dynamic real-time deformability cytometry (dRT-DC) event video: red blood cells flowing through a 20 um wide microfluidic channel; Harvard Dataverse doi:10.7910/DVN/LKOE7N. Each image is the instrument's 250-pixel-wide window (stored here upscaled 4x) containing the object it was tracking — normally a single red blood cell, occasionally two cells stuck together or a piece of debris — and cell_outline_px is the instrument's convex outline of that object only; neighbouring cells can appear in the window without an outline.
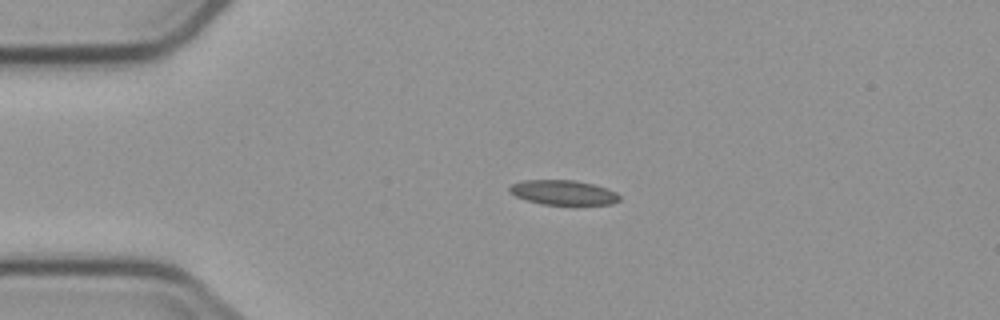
{"species": "common noctule bat (a hibernating species)", "species_latin": "Nyctalus noctula", "temperature_condition": "cold", "stored_images_in_passage": 2, "camera_frame_rate_fps": 3000, "um_per_image_px": 0.085, "animal": {"sex": "male", "body_mass_g": 23.1, "forearm_length_mm": 52.7}, "frame": {"image": 1, "passage_image": 1, "time_ms": 0.0, "image_size_px": [1000, 320], "cell_outline_px": [[620, 200], [612, 204], [576, 208], [540, 204], [516, 196], [508, 192], [508, 188], [512, 184], [524, 180], [576, 180], [608, 188], [616, 192], [620, 196]], "centroid_in_image_um": [47.95, 16.42], "position_along_channel_um": 37.1, "area_um2": 16.82}}